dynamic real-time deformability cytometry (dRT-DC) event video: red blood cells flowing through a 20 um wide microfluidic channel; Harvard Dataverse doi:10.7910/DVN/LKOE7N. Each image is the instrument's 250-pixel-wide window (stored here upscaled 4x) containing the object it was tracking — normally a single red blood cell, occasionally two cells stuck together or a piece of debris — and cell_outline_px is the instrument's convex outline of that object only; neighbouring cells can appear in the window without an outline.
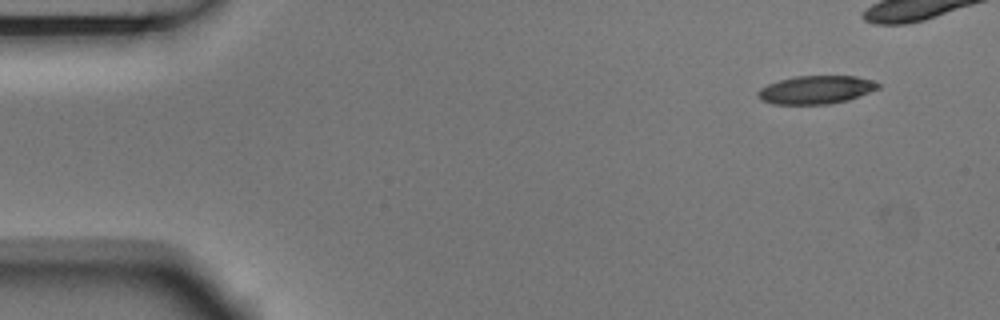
{"species": "Egyptian fruit bat (a non-hibernating species)", "species_latin": "Rousettus aegyptiacus", "temperature_condition": "room temperature", "stored_images_in_passage": 2, "segment_of_instrument_passage": [2, 2], "camera_frame_rate_fps": 3000, "um_per_image_px": 0.085, "animal": {"sex": "male"}, "frame": {"image": 1, "passage_image": 2, "time_ms": 0.333, "image_size_px": [1000, 320], "cell_outline_px": [[880, 88], [848, 100], [828, 104], [772, 104], [760, 100], [756, 92], [760, 88], [768, 84], [780, 80], [796, 76], [856, 76], [872, 80], [880, 84]], "centroid_in_image_um": [69.35, 7.63], "position_along_channel_um": 15.7, "area_um2": 19.77}}